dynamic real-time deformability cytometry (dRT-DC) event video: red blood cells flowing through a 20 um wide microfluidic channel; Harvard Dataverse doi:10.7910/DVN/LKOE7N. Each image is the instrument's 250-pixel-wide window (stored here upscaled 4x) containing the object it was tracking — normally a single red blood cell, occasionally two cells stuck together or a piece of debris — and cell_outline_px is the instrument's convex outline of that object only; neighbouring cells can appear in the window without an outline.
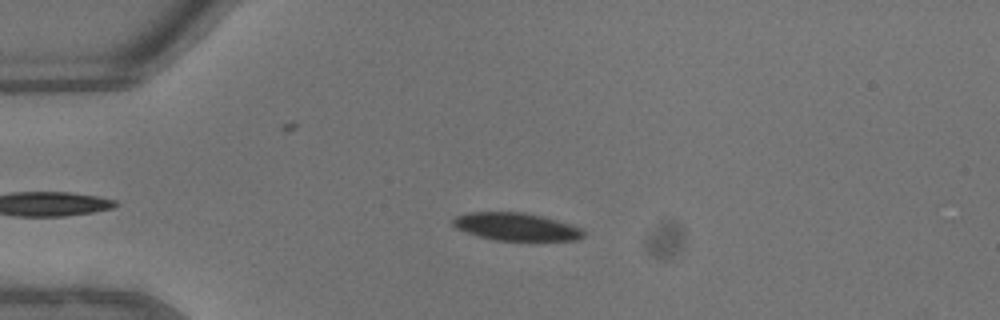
{"species": "common noctule bat (a hibernating species)", "species_latin": "Nyctalus noctula", "temperature_condition": "warm", "stored_images_in_passage": 36, "camera_frame_rate_fps": 3000, "um_per_image_px": 0.085, "animal": {"sex": "male", "body_mass_g": 13.3}, "frame": {"image": 1, "passage_image": 8, "time_ms": 2.333, "image_size_px": [1000, 320], "cell_outline_px": [[584, 236], [576, 240], [496, 240], [480, 236], [456, 228], [452, 224], [452, 220], [456, 216], [468, 212], [524, 212], [556, 220], [580, 228], [584, 232]], "centroid_in_image_um": [43.84, 19.26], "position_along_channel_um": 41.2, "area_um2": 20.69}}
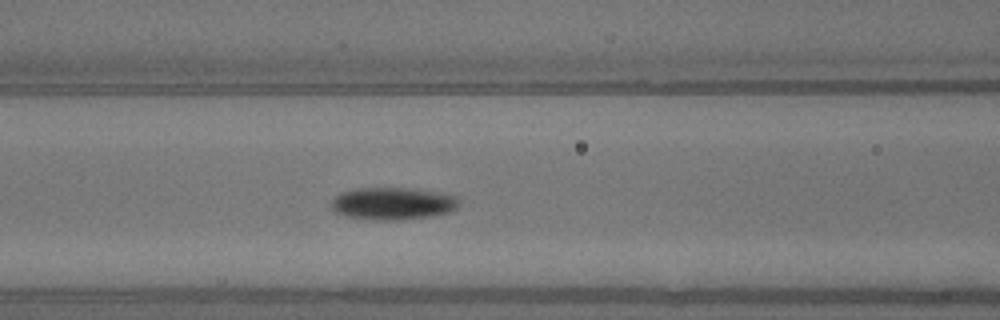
{"frame": {"image": 2, "passage_image": 16, "time_ms": 5.0, "image_size_px": [1000, 320], "cell_outline_px": [[456, 208], [448, 212], [432, 216], [400, 220], [376, 220], [344, 216], [332, 212], [332, 200], [340, 192], [356, 188], [408, 188], [456, 196]], "centroid_in_image_um": [33.29, 17.31], "position_along_channel_um": 133.3, "area_um2": 23.87}}
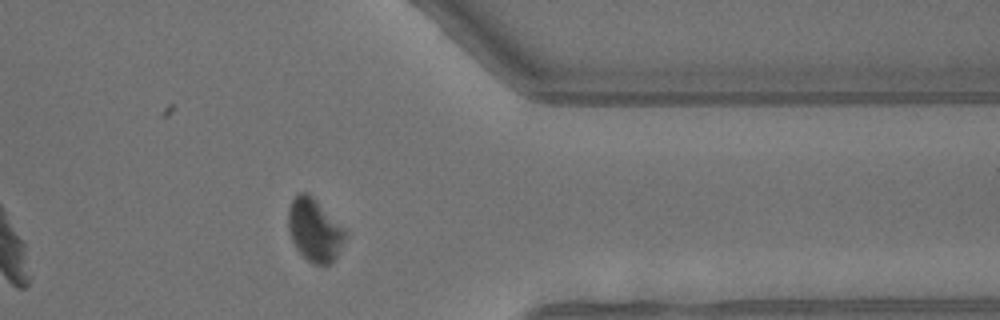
{"frame": {"image": 3, "passage_image": 33, "time_ms": 10.667, "image_size_px": [1000, 320], "cell_outline_px": [[348, 236], [336, 256], [328, 264], [316, 264], [308, 260], [296, 248], [292, 240], [288, 228], [288, 208], [292, 200], [300, 192], [308, 192], [344, 228]], "centroid_in_image_um": [26.73, 19.53], "position_along_channel_um": 384.7, "area_um2": 20.58}, "authors_computed_cell_mechanics": {"area_um2": 22.7154, "velocity_mm_per_s": 4.627, "shape_relaxation_time_tau1_ms": 2.3111, "shape_relaxation_time_tau2_ms": null, "deformation_change_tau1": 0.087, "deformation_change_tau2": null}}